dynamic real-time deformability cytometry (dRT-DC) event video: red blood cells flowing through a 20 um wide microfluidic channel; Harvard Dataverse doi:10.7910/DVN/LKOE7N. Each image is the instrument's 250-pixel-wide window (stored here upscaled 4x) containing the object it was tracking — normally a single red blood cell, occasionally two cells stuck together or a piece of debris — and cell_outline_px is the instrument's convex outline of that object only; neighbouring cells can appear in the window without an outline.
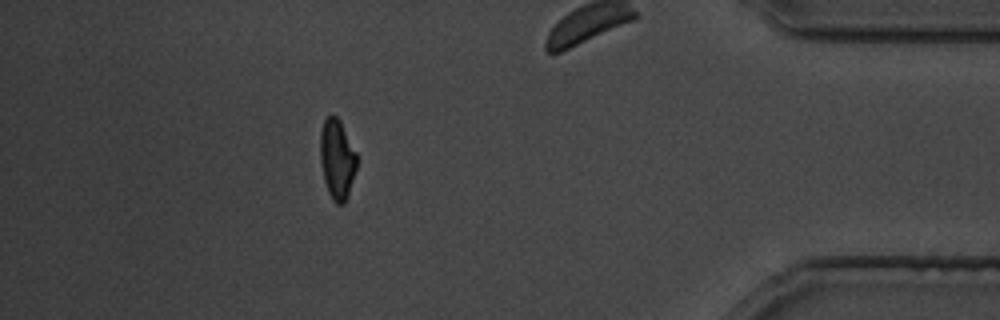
{"species": "common noctule bat (a hibernating species)", "species_latin": "Nyctalus noctula", "temperature_condition": "cold", "stored_images_in_passage": 26, "camera_frame_rate_fps": 3000, "um_per_image_px": 0.085, "animal": {"sex": "male", "body_mass_g": 19.5, "forearm_length_mm": 54.6}, "frame": {"image": 1, "passage_image": 22, "time_ms": 25.667, "image_size_px": [1000, 320], "cell_outline_px": [[356, 168], [344, 204], [336, 204], [332, 200], [328, 192], [324, 180], [320, 160], [320, 132], [324, 120], [328, 116], [336, 116], [340, 120], [356, 152]], "centroid_in_image_um": [28.63, 13.52], "position_along_channel_um": 406.6, "area_um2": 16.82}}